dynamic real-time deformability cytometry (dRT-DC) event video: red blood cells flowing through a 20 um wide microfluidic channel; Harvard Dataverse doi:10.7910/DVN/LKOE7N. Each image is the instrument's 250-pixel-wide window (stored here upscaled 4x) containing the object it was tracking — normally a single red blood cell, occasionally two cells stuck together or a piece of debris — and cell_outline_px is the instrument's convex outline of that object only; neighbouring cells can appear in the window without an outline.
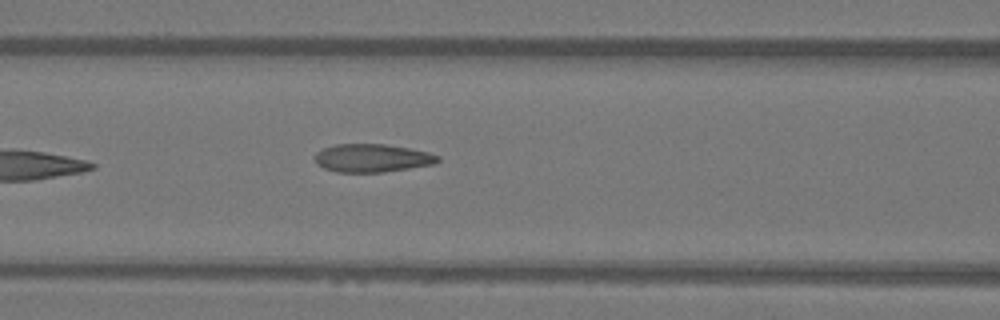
{"species": "Egyptian fruit bat (a non-hibernating species)", "species_latin": "Rousettus aegyptiacus", "temperature_condition": "warm", "stored_images_in_passage": 6, "camera_frame_rate_fps": 3000, "um_per_image_px": 0.085, "animal": {"sex": "female"}, "frame": {"image": 1, "passage_image": 6, "time_ms": 1.667, "image_size_px": [1000, 320], "cell_outline_px": [[440, 160], [436, 164], [384, 172], [336, 172], [324, 168], [316, 164], [316, 152], [324, 148], [336, 144], [384, 144], [408, 148], [428, 152], [440, 156]], "centroid_in_image_um": [31.65, 13.44], "position_along_channel_um": 134.9, "area_um2": 20.17}}